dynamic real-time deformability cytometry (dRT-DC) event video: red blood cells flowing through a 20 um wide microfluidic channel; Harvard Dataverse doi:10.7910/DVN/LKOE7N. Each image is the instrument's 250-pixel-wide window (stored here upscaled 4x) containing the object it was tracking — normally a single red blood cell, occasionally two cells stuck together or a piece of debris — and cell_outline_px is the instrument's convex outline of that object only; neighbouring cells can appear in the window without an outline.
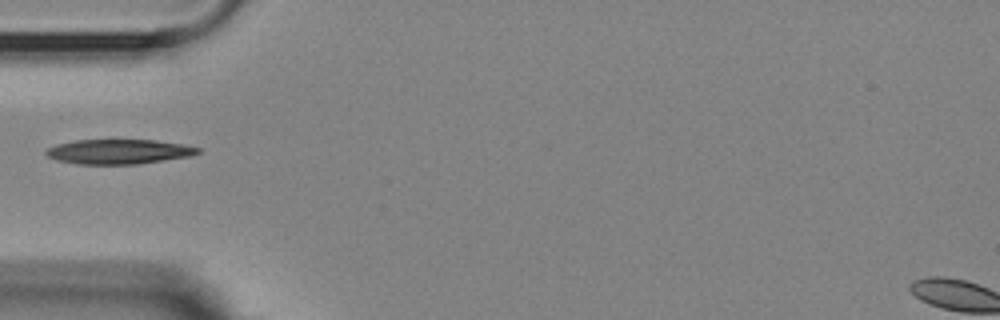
{"species": "Egyptian fruit bat (a non-hibernating species)", "species_latin": "Rousettus aegyptiacus", "temperature_condition": "room temperature", "stored_images_in_passage": 39, "camera_frame_rate_fps": 3000, "um_per_image_px": 0.085, "animal": {"sex": "female"}, "frame": {"image": 1, "passage_image": 1, "time_ms": 0.0, "image_size_px": [1000, 320], "cell_outline_px": [[200, 152], [192, 156], [136, 164], [76, 164], [56, 160], [48, 156], [44, 152], [48, 148], [56, 144], [76, 140], [156, 140], [180, 144], [200, 148]], "centroid_in_image_um": [10.07, 12.89], "position_along_channel_um": 74.9, "area_um2": 21.79}}
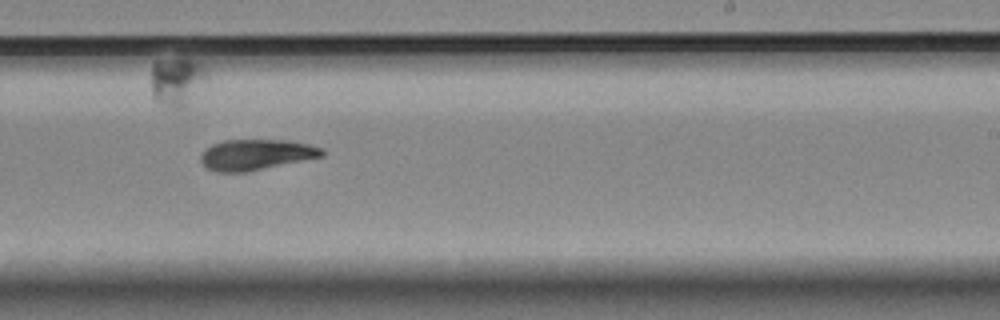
{"frame": {"image": 2, "passage_image": 17, "time_ms": 5.333, "image_size_px": [1000, 320], "cell_outline_px": [[324, 156], [248, 172], [216, 172], [208, 168], [200, 160], [200, 156], [212, 144], [224, 140], [284, 140], [308, 144], [324, 148]], "centroid_in_image_um": [21.79, 13.15], "position_along_channel_um": 267.2, "area_um2": 21.62}}
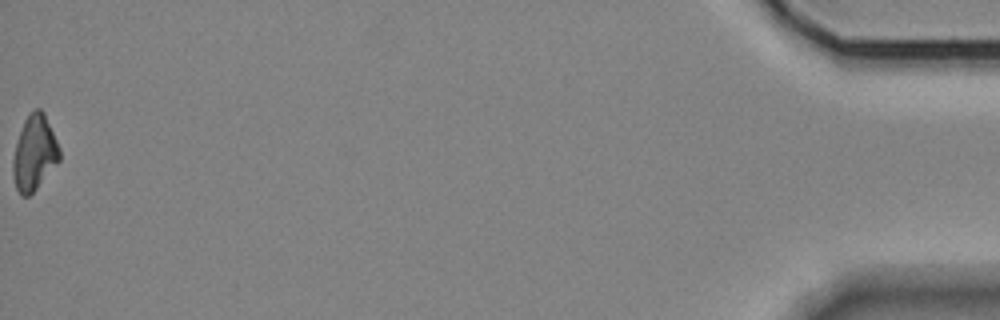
{"frame": {"image": 3, "passage_image": 39, "time_ms": 12.667, "image_size_px": [1000, 320], "cell_outline_px": [[60, 160], [36, 188], [28, 196], [20, 196], [16, 188], [12, 176], [12, 160], [16, 144], [24, 120], [28, 112], [32, 108], [40, 108], [44, 112], [60, 148]], "centroid_in_image_um": [2.91, 12.97], "position_along_channel_um": 432.3, "area_um2": 20.4}}